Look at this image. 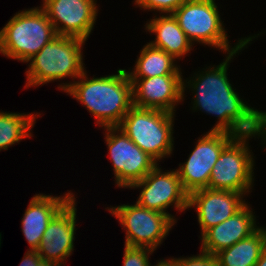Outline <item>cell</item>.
<instances>
[{"label": "cell", "instance_id": "1", "mask_svg": "<svg viewBox=\"0 0 266 266\" xmlns=\"http://www.w3.org/2000/svg\"><path fill=\"white\" fill-rule=\"evenodd\" d=\"M238 51L229 53L222 63L202 71L185 84L183 80V96L185 88H193V110L200 108L208 114H214L219 121L211 131H223L235 136L260 133L266 127V112L258 111L243 102L232 88L227 77L228 63Z\"/></svg>", "mask_w": 266, "mask_h": 266}, {"label": "cell", "instance_id": "2", "mask_svg": "<svg viewBox=\"0 0 266 266\" xmlns=\"http://www.w3.org/2000/svg\"><path fill=\"white\" fill-rule=\"evenodd\" d=\"M86 71L72 83L58 86L77 99L95 117L100 127H117L133 107L132 83L125 69L99 78L86 76Z\"/></svg>", "mask_w": 266, "mask_h": 266}, {"label": "cell", "instance_id": "3", "mask_svg": "<svg viewBox=\"0 0 266 266\" xmlns=\"http://www.w3.org/2000/svg\"><path fill=\"white\" fill-rule=\"evenodd\" d=\"M86 40L79 37L57 35L37 54L28 60L25 87L38 86L54 80L81 76L83 67L82 47Z\"/></svg>", "mask_w": 266, "mask_h": 266}, {"label": "cell", "instance_id": "4", "mask_svg": "<svg viewBox=\"0 0 266 266\" xmlns=\"http://www.w3.org/2000/svg\"><path fill=\"white\" fill-rule=\"evenodd\" d=\"M55 36L53 24L41 6L23 10L0 30V53L28 62Z\"/></svg>", "mask_w": 266, "mask_h": 266}, {"label": "cell", "instance_id": "5", "mask_svg": "<svg viewBox=\"0 0 266 266\" xmlns=\"http://www.w3.org/2000/svg\"><path fill=\"white\" fill-rule=\"evenodd\" d=\"M173 115L164 110L133 106L117 127L158 162L173 151Z\"/></svg>", "mask_w": 266, "mask_h": 266}, {"label": "cell", "instance_id": "6", "mask_svg": "<svg viewBox=\"0 0 266 266\" xmlns=\"http://www.w3.org/2000/svg\"><path fill=\"white\" fill-rule=\"evenodd\" d=\"M179 26L193 43L199 42L229 54L242 50L252 38L245 37L230 49L228 36L215 3V0H189L177 8L173 13Z\"/></svg>", "mask_w": 266, "mask_h": 266}, {"label": "cell", "instance_id": "7", "mask_svg": "<svg viewBox=\"0 0 266 266\" xmlns=\"http://www.w3.org/2000/svg\"><path fill=\"white\" fill-rule=\"evenodd\" d=\"M255 135L266 140V127L260 133L236 136L222 150L211 171L209 189L235 191L244 195L250 192L254 180V160L246 141Z\"/></svg>", "mask_w": 266, "mask_h": 266}, {"label": "cell", "instance_id": "8", "mask_svg": "<svg viewBox=\"0 0 266 266\" xmlns=\"http://www.w3.org/2000/svg\"><path fill=\"white\" fill-rule=\"evenodd\" d=\"M107 209L126 229V246L155 250L175 224L167 214L149 210L137 203Z\"/></svg>", "mask_w": 266, "mask_h": 266}, {"label": "cell", "instance_id": "9", "mask_svg": "<svg viewBox=\"0 0 266 266\" xmlns=\"http://www.w3.org/2000/svg\"><path fill=\"white\" fill-rule=\"evenodd\" d=\"M104 129L107 130L105 140L113 164L116 184L120 188H130L143 179L158 163L118 127H104Z\"/></svg>", "mask_w": 266, "mask_h": 266}, {"label": "cell", "instance_id": "10", "mask_svg": "<svg viewBox=\"0 0 266 266\" xmlns=\"http://www.w3.org/2000/svg\"><path fill=\"white\" fill-rule=\"evenodd\" d=\"M236 136L223 131H209L197 140L194 150L184 164L176 169L183 189L193 191L208 188L210 174L222 150Z\"/></svg>", "mask_w": 266, "mask_h": 266}, {"label": "cell", "instance_id": "11", "mask_svg": "<svg viewBox=\"0 0 266 266\" xmlns=\"http://www.w3.org/2000/svg\"><path fill=\"white\" fill-rule=\"evenodd\" d=\"M130 188H142L136 201L139 206L167 214L174 222H176L174 216L166 212L169 206L174 204L178 211L189 208V194L183 189L176 170L162 172L157 164L143 179Z\"/></svg>", "mask_w": 266, "mask_h": 266}, {"label": "cell", "instance_id": "12", "mask_svg": "<svg viewBox=\"0 0 266 266\" xmlns=\"http://www.w3.org/2000/svg\"><path fill=\"white\" fill-rule=\"evenodd\" d=\"M41 8L57 35L84 40H88L98 12L95 0H43Z\"/></svg>", "mask_w": 266, "mask_h": 266}, {"label": "cell", "instance_id": "13", "mask_svg": "<svg viewBox=\"0 0 266 266\" xmlns=\"http://www.w3.org/2000/svg\"><path fill=\"white\" fill-rule=\"evenodd\" d=\"M182 78V75L129 78L132 83L133 106L174 114L175 105L184 98Z\"/></svg>", "mask_w": 266, "mask_h": 266}, {"label": "cell", "instance_id": "14", "mask_svg": "<svg viewBox=\"0 0 266 266\" xmlns=\"http://www.w3.org/2000/svg\"><path fill=\"white\" fill-rule=\"evenodd\" d=\"M76 204L73 197L49 222L37 253L44 260L62 266L74 250Z\"/></svg>", "mask_w": 266, "mask_h": 266}, {"label": "cell", "instance_id": "15", "mask_svg": "<svg viewBox=\"0 0 266 266\" xmlns=\"http://www.w3.org/2000/svg\"><path fill=\"white\" fill-rule=\"evenodd\" d=\"M243 193L203 188L189 194L188 207H196L201 235L232 217L246 203Z\"/></svg>", "mask_w": 266, "mask_h": 266}, {"label": "cell", "instance_id": "16", "mask_svg": "<svg viewBox=\"0 0 266 266\" xmlns=\"http://www.w3.org/2000/svg\"><path fill=\"white\" fill-rule=\"evenodd\" d=\"M247 203L232 217L207 229L201 236V250L216 255L235 243L250 236L259 227Z\"/></svg>", "mask_w": 266, "mask_h": 266}, {"label": "cell", "instance_id": "17", "mask_svg": "<svg viewBox=\"0 0 266 266\" xmlns=\"http://www.w3.org/2000/svg\"><path fill=\"white\" fill-rule=\"evenodd\" d=\"M74 197L68 192L64 196L37 194L32 197L22 218V232L30 245L37 250L52 218Z\"/></svg>", "mask_w": 266, "mask_h": 266}, {"label": "cell", "instance_id": "18", "mask_svg": "<svg viewBox=\"0 0 266 266\" xmlns=\"http://www.w3.org/2000/svg\"><path fill=\"white\" fill-rule=\"evenodd\" d=\"M150 20L145 28L156 35L150 45L164 50L174 59L183 57L192 49L193 43L183 32L173 14H164Z\"/></svg>", "mask_w": 266, "mask_h": 266}, {"label": "cell", "instance_id": "19", "mask_svg": "<svg viewBox=\"0 0 266 266\" xmlns=\"http://www.w3.org/2000/svg\"><path fill=\"white\" fill-rule=\"evenodd\" d=\"M266 250V229L259 227L250 236L216 254L219 266H255Z\"/></svg>", "mask_w": 266, "mask_h": 266}, {"label": "cell", "instance_id": "20", "mask_svg": "<svg viewBox=\"0 0 266 266\" xmlns=\"http://www.w3.org/2000/svg\"><path fill=\"white\" fill-rule=\"evenodd\" d=\"M134 66V71H127L129 78H149L162 75H181L174 63L175 59L164 50L149 43L143 46Z\"/></svg>", "mask_w": 266, "mask_h": 266}, {"label": "cell", "instance_id": "21", "mask_svg": "<svg viewBox=\"0 0 266 266\" xmlns=\"http://www.w3.org/2000/svg\"><path fill=\"white\" fill-rule=\"evenodd\" d=\"M37 115L0 112V151L31 137L30 130L34 127Z\"/></svg>", "mask_w": 266, "mask_h": 266}, {"label": "cell", "instance_id": "22", "mask_svg": "<svg viewBox=\"0 0 266 266\" xmlns=\"http://www.w3.org/2000/svg\"><path fill=\"white\" fill-rule=\"evenodd\" d=\"M153 252L154 250L148 247H131L125 245L123 266H151L148 255Z\"/></svg>", "mask_w": 266, "mask_h": 266}, {"label": "cell", "instance_id": "23", "mask_svg": "<svg viewBox=\"0 0 266 266\" xmlns=\"http://www.w3.org/2000/svg\"><path fill=\"white\" fill-rule=\"evenodd\" d=\"M189 0H135V5L144 10L161 11V14H172L177 8Z\"/></svg>", "mask_w": 266, "mask_h": 266}, {"label": "cell", "instance_id": "24", "mask_svg": "<svg viewBox=\"0 0 266 266\" xmlns=\"http://www.w3.org/2000/svg\"><path fill=\"white\" fill-rule=\"evenodd\" d=\"M177 266H219L216 255L201 250L198 256L177 258Z\"/></svg>", "mask_w": 266, "mask_h": 266}, {"label": "cell", "instance_id": "25", "mask_svg": "<svg viewBox=\"0 0 266 266\" xmlns=\"http://www.w3.org/2000/svg\"><path fill=\"white\" fill-rule=\"evenodd\" d=\"M42 258L37 253V250H28L19 266H33V262H39Z\"/></svg>", "mask_w": 266, "mask_h": 266}, {"label": "cell", "instance_id": "26", "mask_svg": "<svg viewBox=\"0 0 266 266\" xmlns=\"http://www.w3.org/2000/svg\"><path fill=\"white\" fill-rule=\"evenodd\" d=\"M154 266H177L176 258L172 259H166V260H161L159 261L156 265Z\"/></svg>", "mask_w": 266, "mask_h": 266}, {"label": "cell", "instance_id": "27", "mask_svg": "<svg viewBox=\"0 0 266 266\" xmlns=\"http://www.w3.org/2000/svg\"><path fill=\"white\" fill-rule=\"evenodd\" d=\"M33 266H60L57 263L41 259L39 262H33Z\"/></svg>", "mask_w": 266, "mask_h": 266}, {"label": "cell", "instance_id": "28", "mask_svg": "<svg viewBox=\"0 0 266 266\" xmlns=\"http://www.w3.org/2000/svg\"><path fill=\"white\" fill-rule=\"evenodd\" d=\"M255 266H266V250L261 254Z\"/></svg>", "mask_w": 266, "mask_h": 266}]
</instances>
